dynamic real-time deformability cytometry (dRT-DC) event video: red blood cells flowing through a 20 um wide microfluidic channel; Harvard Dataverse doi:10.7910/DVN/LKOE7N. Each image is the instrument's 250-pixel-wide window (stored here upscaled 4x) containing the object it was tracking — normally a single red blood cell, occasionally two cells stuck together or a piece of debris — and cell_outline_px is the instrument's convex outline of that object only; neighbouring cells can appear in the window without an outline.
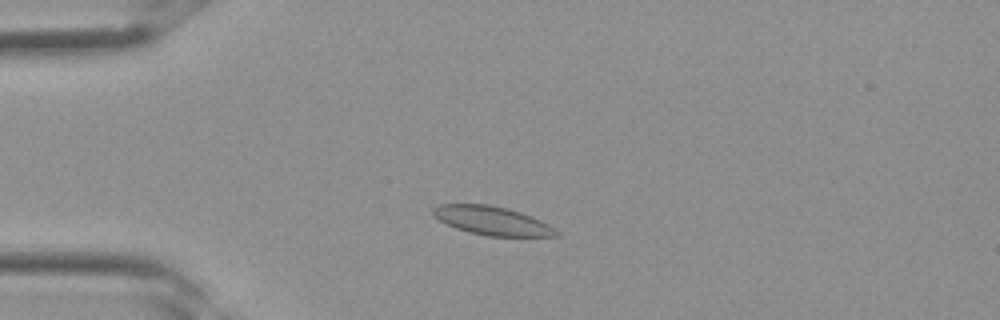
{"species": "Egyptian fruit bat (a non-hibernating species)", "species_latin": "Rousettus aegyptiacus", "temperature_condition": "room temperature", "stored_images_in_passage": 2, "camera_frame_rate_fps": 3000, "um_per_image_px": 0.085, "frame": {"image": 1, "passage_image": 2, "time_ms": 0.333, "image_size_px": [1000, 320], "cell_outline_px": [[560, 236], [488, 236], [468, 232], [456, 228], [440, 220], [432, 212], [432, 208], [440, 204], [492, 204], [508, 208], [532, 216], [556, 228], [560, 232]], "centroid_in_image_um": [41.87, 18.75], "position_along_channel_um": 43.1, "area_um2": 20.63}}